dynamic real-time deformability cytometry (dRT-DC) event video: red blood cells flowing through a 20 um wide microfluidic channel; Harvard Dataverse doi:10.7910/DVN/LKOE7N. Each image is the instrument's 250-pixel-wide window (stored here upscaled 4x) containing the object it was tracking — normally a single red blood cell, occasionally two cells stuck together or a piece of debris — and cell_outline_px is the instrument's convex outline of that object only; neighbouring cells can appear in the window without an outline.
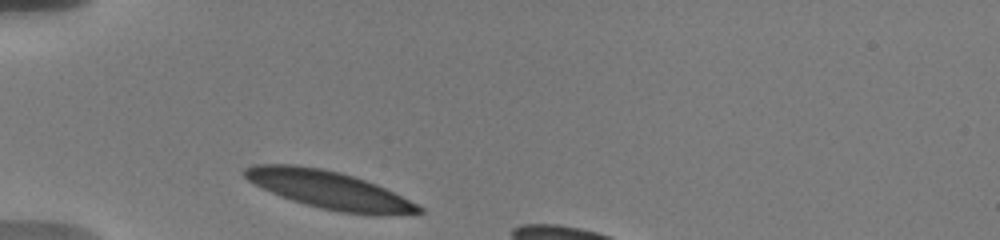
{"species": "human", "species_latin": "Homo sapiens", "temperature_condition": "warm", "stored_images_in_passage": 6, "camera_frame_rate_fps": 3000, "um_per_image_px": 0.085, "donor": {"sex": "male"}, "frame": {"image": 1, "passage_image": 1, "time_ms": 0.0, "image_size_px": [1000, 240], "cell_outline_px": [[424, 212], [420, 216], [372, 216], [340, 212], [320, 208], [292, 200], [280, 196], [248, 180], [240, 172], [244, 168], [252, 164], [296, 164], [320, 168], [340, 172], [376, 184], [424, 208]], "centroid_in_image_um": [28.05, 16.17], "position_along_channel_um": 56.9, "area_um2": 38.73}}
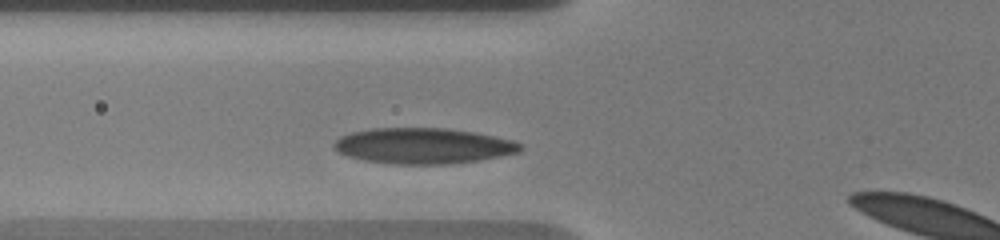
{"frame": {"image": 2, "passage_image": 5, "time_ms": 1.333, "image_size_px": [1000, 240], "cell_outline_px": [[524, 148], [520, 152], [480, 160], [448, 164], [388, 164], [364, 160], [348, 156], [332, 148], [332, 144], [340, 136], [352, 132], [372, 128], [448, 128], [476, 132], [512, 140], [524, 144]], "centroid_in_image_um": [35.99, 12.39], "position_along_channel_um": 89.8, "area_um2": 39.13}}